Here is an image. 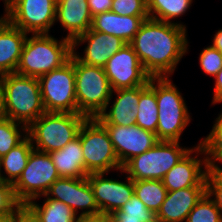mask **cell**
I'll return each instance as SVG.
<instances>
[{"label": "cell", "mask_w": 222, "mask_h": 222, "mask_svg": "<svg viewBox=\"0 0 222 222\" xmlns=\"http://www.w3.org/2000/svg\"><path fill=\"white\" fill-rule=\"evenodd\" d=\"M155 82L156 77H151L147 85L140 86V99L136 116V125L154 133H156L159 115Z\"/></svg>", "instance_id": "cell-24"}, {"label": "cell", "mask_w": 222, "mask_h": 222, "mask_svg": "<svg viewBox=\"0 0 222 222\" xmlns=\"http://www.w3.org/2000/svg\"><path fill=\"white\" fill-rule=\"evenodd\" d=\"M215 81V88H214V97H213V104L222 102V68L214 77Z\"/></svg>", "instance_id": "cell-40"}, {"label": "cell", "mask_w": 222, "mask_h": 222, "mask_svg": "<svg viewBox=\"0 0 222 222\" xmlns=\"http://www.w3.org/2000/svg\"><path fill=\"white\" fill-rule=\"evenodd\" d=\"M129 44L151 77H166L186 54V27L148 18Z\"/></svg>", "instance_id": "cell-1"}, {"label": "cell", "mask_w": 222, "mask_h": 222, "mask_svg": "<svg viewBox=\"0 0 222 222\" xmlns=\"http://www.w3.org/2000/svg\"><path fill=\"white\" fill-rule=\"evenodd\" d=\"M119 217L139 218L143 222H157L156 215L135 195L116 212Z\"/></svg>", "instance_id": "cell-32"}, {"label": "cell", "mask_w": 222, "mask_h": 222, "mask_svg": "<svg viewBox=\"0 0 222 222\" xmlns=\"http://www.w3.org/2000/svg\"><path fill=\"white\" fill-rule=\"evenodd\" d=\"M6 98V118L24 124L23 131L37 120L45 109L38 78L8 73L3 75Z\"/></svg>", "instance_id": "cell-3"}, {"label": "cell", "mask_w": 222, "mask_h": 222, "mask_svg": "<svg viewBox=\"0 0 222 222\" xmlns=\"http://www.w3.org/2000/svg\"><path fill=\"white\" fill-rule=\"evenodd\" d=\"M114 146L117 158L123 167L134 156L140 155L159 142L154 132L138 125H103Z\"/></svg>", "instance_id": "cell-13"}, {"label": "cell", "mask_w": 222, "mask_h": 222, "mask_svg": "<svg viewBox=\"0 0 222 222\" xmlns=\"http://www.w3.org/2000/svg\"><path fill=\"white\" fill-rule=\"evenodd\" d=\"M60 178L49 153L33 149L21 176L13 184L17 201L25 207L30 201L45 195Z\"/></svg>", "instance_id": "cell-10"}, {"label": "cell", "mask_w": 222, "mask_h": 222, "mask_svg": "<svg viewBox=\"0 0 222 222\" xmlns=\"http://www.w3.org/2000/svg\"><path fill=\"white\" fill-rule=\"evenodd\" d=\"M78 136L87 174H105L111 168L122 170L123 167L117 158L109 134L96 118H87L80 128Z\"/></svg>", "instance_id": "cell-8"}, {"label": "cell", "mask_w": 222, "mask_h": 222, "mask_svg": "<svg viewBox=\"0 0 222 222\" xmlns=\"http://www.w3.org/2000/svg\"><path fill=\"white\" fill-rule=\"evenodd\" d=\"M6 117V98L3 85V75H0V118Z\"/></svg>", "instance_id": "cell-42"}, {"label": "cell", "mask_w": 222, "mask_h": 222, "mask_svg": "<svg viewBox=\"0 0 222 222\" xmlns=\"http://www.w3.org/2000/svg\"><path fill=\"white\" fill-rule=\"evenodd\" d=\"M186 222H222V214L207 193L188 214Z\"/></svg>", "instance_id": "cell-30"}, {"label": "cell", "mask_w": 222, "mask_h": 222, "mask_svg": "<svg viewBox=\"0 0 222 222\" xmlns=\"http://www.w3.org/2000/svg\"><path fill=\"white\" fill-rule=\"evenodd\" d=\"M19 124L6 117L0 118V158L24 140L18 129Z\"/></svg>", "instance_id": "cell-31"}, {"label": "cell", "mask_w": 222, "mask_h": 222, "mask_svg": "<svg viewBox=\"0 0 222 222\" xmlns=\"http://www.w3.org/2000/svg\"><path fill=\"white\" fill-rule=\"evenodd\" d=\"M22 207L15 197L13 184L0 181V219L16 214Z\"/></svg>", "instance_id": "cell-33"}, {"label": "cell", "mask_w": 222, "mask_h": 222, "mask_svg": "<svg viewBox=\"0 0 222 222\" xmlns=\"http://www.w3.org/2000/svg\"><path fill=\"white\" fill-rule=\"evenodd\" d=\"M206 193V186H193L167 191L164 202L156 214L157 222H182Z\"/></svg>", "instance_id": "cell-16"}, {"label": "cell", "mask_w": 222, "mask_h": 222, "mask_svg": "<svg viewBox=\"0 0 222 222\" xmlns=\"http://www.w3.org/2000/svg\"><path fill=\"white\" fill-rule=\"evenodd\" d=\"M213 126L210 134L194 148L195 152L207 154L206 157L209 166L219 167L216 161L222 162V113Z\"/></svg>", "instance_id": "cell-29"}, {"label": "cell", "mask_w": 222, "mask_h": 222, "mask_svg": "<svg viewBox=\"0 0 222 222\" xmlns=\"http://www.w3.org/2000/svg\"><path fill=\"white\" fill-rule=\"evenodd\" d=\"M116 101L106 113L103 111L96 117L102 125L130 126L136 124L137 109L140 99V86L114 90Z\"/></svg>", "instance_id": "cell-18"}, {"label": "cell", "mask_w": 222, "mask_h": 222, "mask_svg": "<svg viewBox=\"0 0 222 222\" xmlns=\"http://www.w3.org/2000/svg\"><path fill=\"white\" fill-rule=\"evenodd\" d=\"M86 41H88V45L85 48V55L80 57L74 52V48L78 45L77 43ZM126 44L119 37L93 31L90 28L72 41V53L84 64L104 67L106 62Z\"/></svg>", "instance_id": "cell-15"}, {"label": "cell", "mask_w": 222, "mask_h": 222, "mask_svg": "<svg viewBox=\"0 0 222 222\" xmlns=\"http://www.w3.org/2000/svg\"><path fill=\"white\" fill-rule=\"evenodd\" d=\"M0 222H17V213L10 217L1 218Z\"/></svg>", "instance_id": "cell-45"}, {"label": "cell", "mask_w": 222, "mask_h": 222, "mask_svg": "<svg viewBox=\"0 0 222 222\" xmlns=\"http://www.w3.org/2000/svg\"><path fill=\"white\" fill-rule=\"evenodd\" d=\"M206 193L210 197L215 195L216 199L212 200L222 214V168L209 166L206 174Z\"/></svg>", "instance_id": "cell-35"}, {"label": "cell", "mask_w": 222, "mask_h": 222, "mask_svg": "<svg viewBox=\"0 0 222 222\" xmlns=\"http://www.w3.org/2000/svg\"><path fill=\"white\" fill-rule=\"evenodd\" d=\"M199 60L201 68L208 75L215 77L222 68V53L213 46L203 49Z\"/></svg>", "instance_id": "cell-36"}, {"label": "cell", "mask_w": 222, "mask_h": 222, "mask_svg": "<svg viewBox=\"0 0 222 222\" xmlns=\"http://www.w3.org/2000/svg\"><path fill=\"white\" fill-rule=\"evenodd\" d=\"M46 112L77 113L74 55L60 68L38 78Z\"/></svg>", "instance_id": "cell-9"}, {"label": "cell", "mask_w": 222, "mask_h": 222, "mask_svg": "<svg viewBox=\"0 0 222 222\" xmlns=\"http://www.w3.org/2000/svg\"><path fill=\"white\" fill-rule=\"evenodd\" d=\"M86 119L79 113L45 112L27 128V136L36 143L34 149L50 153L75 139Z\"/></svg>", "instance_id": "cell-4"}, {"label": "cell", "mask_w": 222, "mask_h": 222, "mask_svg": "<svg viewBox=\"0 0 222 222\" xmlns=\"http://www.w3.org/2000/svg\"><path fill=\"white\" fill-rule=\"evenodd\" d=\"M5 1V11L13 4L15 0H4Z\"/></svg>", "instance_id": "cell-46"}, {"label": "cell", "mask_w": 222, "mask_h": 222, "mask_svg": "<svg viewBox=\"0 0 222 222\" xmlns=\"http://www.w3.org/2000/svg\"><path fill=\"white\" fill-rule=\"evenodd\" d=\"M27 34L0 18V75L16 72Z\"/></svg>", "instance_id": "cell-19"}, {"label": "cell", "mask_w": 222, "mask_h": 222, "mask_svg": "<svg viewBox=\"0 0 222 222\" xmlns=\"http://www.w3.org/2000/svg\"><path fill=\"white\" fill-rule=\"evenodd\" d=\"M103 68L112 91L147 85L151 78L130 44L117 51Z\"/></svg>", "instance_id": "cell-12"}, {"label": "cell", "mask_w": 222, "mask_h": 222, "mask_svg": "<svg viewBox=\"0 0 222 222\" xmlns=\"http://www.w3.org/2000/svg\"><path fill=\"white\" fill-rule=\"evenodd\" d=\"M191 149L181 148L179 141H159L144 153L134 156L122 168L133 180H162Z\"/></svg>", "instance_id": "cell-7"}, {"label": "cell", "mask_w": 222, "mask_h": 222, "mask_svg": "<svg viewBox=\"0 0 222 222\" xmlns=\"http://www.w3.org/2000/svg\"><path fill=\"white\" fill-rule=\"evenodd\" d=\"M133 183L135 196L156 215L167 194L162 180H136Z\"/></svg>", "instance_id": "cell-26"}, {"label": "cell", "mask_w": 222, "mask_h": 222, "mask_svg": "<svg viewBox=\"0 0 222 222\" xmlns=\"http://www.w3.org/2000/svg\"><path fill=\"white\" fill-rule=\"evenodd\" d=\"M33 149L34 145L31 139L25 135L24 140L20 144L11 149L6 155L2 156L0 158V181L14 184L26 167ZM2 166L8 177L1 175Z\"/></svg>", "instance_id": "cell-23"}, {"label": "cell", "mask_w": 222, "mask_h": 222, "mask_svg": "<svg viewBox=\"0 0 222 222\" xmlns=\"http://www.w3.org/2000/svg\"><path fill=\"white\" fill-rule=\"evenodd\" d=\"M212 46L222 53V29L214 35Z\"/></svg>", "instance_id": "cell-44"}, {"label": "cell", "mask_w": 222, "mask_h": 222, "mask_svg": "<svg viewBox=\"0 0 222 222\" xmlns=\"http://www.w3.org/2000/svg\"><path fill=\"white\" fill-rule=\"evenodd\" d=\"M76 222H109V214L98 212L95 214H80Z\"/></svg>", "instance_id": "cell-39"}, {"label": "cell", "mask_w": 222, "mask_h": 222, "mask_svg": "<svg viewBox=\"0 0 222 222\" xmlns=\"http://www.w3.org/2000/svg\"><path fill=\"white\" fill-rule=\"evenodd\" d=\"M72 54V41L65 37L61 41L48 33L33 34L26 38L17 74L39 78L65 64Z\"/></svg>", "instance_id": "cell-2"}, {"label": "cell", "mask_w": 222, "mask_h": 222, "mask_svg": "<svg viewBox=\"0 0 222 222\" xmlns=\"http://www.w3.org/2000/svg\"><path fill=\"white\" fill-rule=\"evenodd\" d=\"M149 16H121L113 11L100 13L92 18L91 29L121 38L129 44Z\"/></svg>", "instance_id": "cell-21"}, {"label": "cell", "mask_w": 222, "mask_h": 222, "mask_svg": "<svg viewBox=\"0 0 222 222\" xmlns=\"http://www.w3.org/2000/svg\"><path fill=\"white\" fill-rule=\"evenodd\" d=\"M191 2L192 0H147V10L151 19L170 23V19L184 14Z\"/></svg>", "instance_id": "cell-28"}, {"label": "cell", "mask_w": 222, "mask_h": 222, "mask_svg": "<svg viewBox=\"0 0 222 222\" xmlns=\"http://www.w3.org/2000/svg\"><path fill=\"white\" fill-rule=\"evenodd\" d=\"M57 0H15L4 18L23 32L48 33L56 21Z\"/></svg>", "instance_id": "cell-11"}, {"label": "cell", "mask_w": 222, "mask_h": 222, "mask_svg": "<svg viewBox=\"0 0 222 222\" xmlns=\"http://www.w3.org/2000/svg\"><path fill=\"white\" fill-rule=\"evenodd\" d=\"M193 150L191 148V151L163 177L162 182L167 191L193 186H206V174L209 168L208 161L205 158L202 162L197 156H190L194 152ZM202 163L205 164V171L202 170Z\"/></svg>", "instance_id": "cell-17"}, {"label": "cell", "mask_w": 222, "mask_h": 222, "mask_svg": "<svg viewBox=\"0 0 222 222\" xmlns=\"http://www.w3.org/2000/svg\"><path fill=\"white\" fill-rule=\"evenodd\" d=\"M155 95L158 105L156 137L159 141H179L190 121L187 106L177 88L166 77H156Z\"/></svg>", "instance_id": "cell-6"}, {"label": "cell", "mask_w": 222, "mask_h": 222, "mask_svg": "<svg viewBox=\"0 0 222 222\" xmlns=\"http://www.w3.org/2000/svg\"><path fill=\"white\" fill-rule=\"evenodd\" d=\"M71 188L72 178L60 177L49 187L44 196L63 202L70 207ZM50 194L54 197H50Z\"/></svg>", "instance_id": "cell-37"}, {"label": "cell", "mask_w": 222, "mask_h": 222, "mask_svg": "<svg viewBox=\"0 0 222 222\" xmlns=\"http://www.w3.org/2000/svg\"><path fill=\"white\" fill-rule=\"evenodd\" d=\"M92 17L107 11H111L113 0H87Z\"/></svg>", "instance_id": "cell-38"}, {"label": "cell", "mask_w": 222, "mask_h": 222, "mask_svg": "<svg viewBox=\"0 0 222 222\" xmlns=\"http://www.w3.org/2000/svg\"><path fill=\"white\" fill-rule=\"evenodd\" d=\"M25 208L40 222H76L75 212L65 203L47 198L43 206L30 201Z\"/></svg>", "instance_id": "cell-25"}, {"label": "cell", "mask_w": 222, "mask_h": 222, "mask_svg": "<svg viewBox=\"0 0 222 222\" xmlns=\"http://www.w3.org/2000/svg\"><path fill=\"white\" fill-rule=\"evenodd\" d=\"M104 173L88 174L87 179L93 190L99 211L106 214L116 213L134 194L133 180L127 182L103 178Z\"/></svg>", "instance_id": "cell-14"}, {"label": "cell", "mask_w": 222, "mask_h": 222, "mask_svg": "<svg viewBox=\"0 0 222 222\" xmlns=\"http://www.w3.org/2000/svg\"><path fill=\"white\" fill-rule=\"evenodd\" d=\"M60 177L81 178L88 174L84 167L83 150L79 136L65 147L49 153Z\"/></svg>", "instance_id": "cell-22"}, {"label": "cell", "mask_w": 222, "mask_h": 222, "mask_svg": "<svg viewBox=\"0 0 222 222\" xmlns=\"http://www.w3.org/2000/svg\"><path fill=\"white\" fill-rule=\"evenodd\" d=\"M70 208L77 214V208L85 209L81 214H95L100 212L93 190L87 177L72 178Z\"/></svg>", "instance_id": "cell-27"}, {"label": "cell", "mask_w": 222, "mask_h": 222, "mask_svg": "<svg viewBox=\"0 0 222 222\" xmlns=\"http://www.w3.org/2000/svg\"><path fill=\"white\" fill-rule=\"evenodd\" d=\"M109 222H143L139 218L119 217L116 213L109 214Z\"/></svg>", "instance_id": "cell-43"}, {"label": "cell", "mask_w": 222, "mask_h": 222, "mask_svg": "<svg viewBox=\"0 0 222 222\" xmlns=\"http://www.w3.org/2000/svg\"><path fill=\"white\" fill-rule=\"evenodd\" d=\"M92 18L87 0H57L56 20L69 31L71 41L91 28Z\"/></svg>", "instance_id": "cell-20"}, {"label": "cell", "mask_w": 222, "mask_h": 222, "mask_svg": "<svg viewBox=\"0 0 222 222\" xmlns=\"http://www.w3.org/2000/svg\"><path fill=\"white\" fill-rule=\"evenodd\" d=\"M111 11L121 16H149L147 0H113Z\"/></svg>", "instance_id": "cell-34"}, {"label": "cell", "mask_w": 222, "mask_h": 222, "mask_svg": "<svg viewBox=\"0 0 222 222\" xmlns=\"http://www.w3.org/2000/svg\"><path fill=\"white\" fill-rule=\"evenodd\" d=\"M77 113L96 118L107 110L112 88L104 68L87 65L74 56Z\"/></svg>", "instance_id": "cell-5"}, {"label": "cell", "mask_w": 222, "mask_h": 222, "mask_svg": "<svg viewBox=\"0 0 222 222\" xmlns=\"http://www.w3.org/2000/svg\"><path fill=\"white\" fill-rule=\"evenodd\" d=\"M17 222H40L25 207L17 212Z\"/></svg>", "instance_id": "cell-41"}]
</instances>
